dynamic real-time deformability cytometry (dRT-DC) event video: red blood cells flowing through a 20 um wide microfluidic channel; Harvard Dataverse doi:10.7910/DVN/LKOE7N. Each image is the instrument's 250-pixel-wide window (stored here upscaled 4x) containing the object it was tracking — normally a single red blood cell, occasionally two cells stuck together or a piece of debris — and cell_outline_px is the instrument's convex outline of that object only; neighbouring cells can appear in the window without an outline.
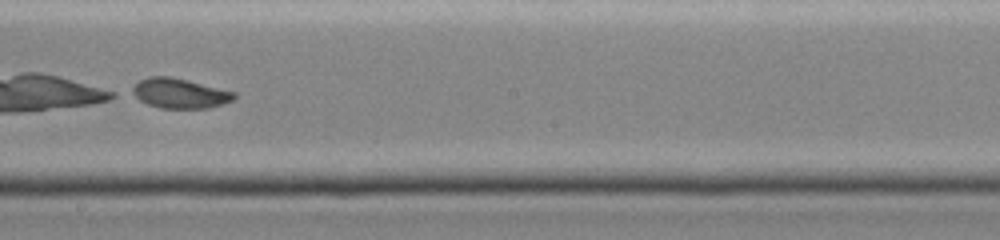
{"species": "common noctule bat (a hibernating species)", "species_latin": "Nyctalus noctula", "temperature_condition": "cold", "stored_images_in_passage": 45, "camera_frame_rate_fps": 3000, "um_per_image_px": 0.085, "animal": {"sex": "female", "body_mass_g": 19.0, "forearm_length_mm": 51.5}, "frame": {"image": 1, "passage_image": 26, "time_ms": 8.333, "image_size_px": [1000, 240], "cell_outline_px": [[236, 96], [232, 100], [208, 108], [160, 108], [148, 104], [124, 92], [140, 80], [148, 76], [168, 76], [236, 92]], "centroid_in_image_um": [15.16, 7.93], "position_along_channel_um": 233.0, "area_um2": 17.8}}
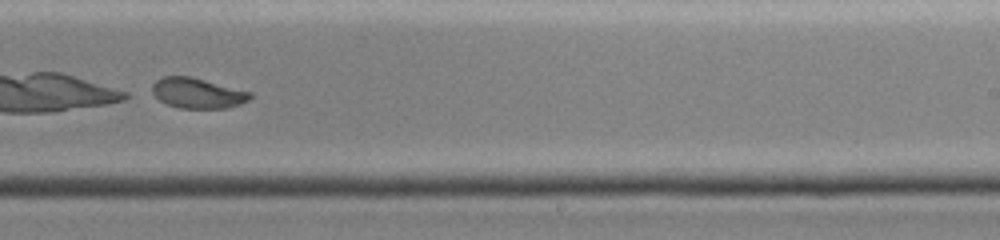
{"frame": {"image": 2, "passage_image": 29, "time_ms": 9.333, "image_size_px": [1000, 240], "cell_outline_px": [[252, 96], [248, 100], [240, 104], [228, 108], [180, 108], [168, 104], [160, 100], [152, 92], [152, 84], [156, 80], [164, 76], [188, 76], [252, 92]], "centroid_in_image_um": [16.79, 7.92], "position_along_channel_um": 272.2, "area_um2": 17.11}}